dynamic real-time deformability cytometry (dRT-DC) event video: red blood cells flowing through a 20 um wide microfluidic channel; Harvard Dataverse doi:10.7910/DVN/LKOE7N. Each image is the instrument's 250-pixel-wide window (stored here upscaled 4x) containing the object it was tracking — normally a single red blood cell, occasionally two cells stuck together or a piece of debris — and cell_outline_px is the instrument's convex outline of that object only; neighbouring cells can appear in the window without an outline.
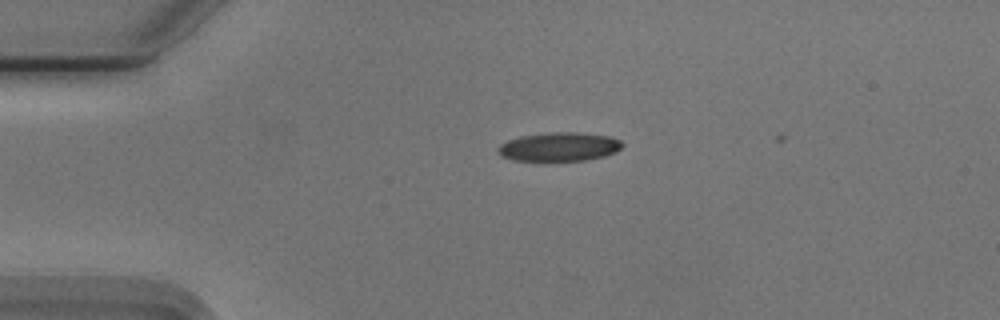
{"species": "Egyptian fruit bat (a non-hibernating species)", "species_latin": "Rousettus aegyptiacus", "temperature_condition": "cold", "stored_images_in_passage": 2, "camera_frame_rate_fps": 3000, "um_per_image_px": 0.085, "animal": {"sex": "male"}, "frame": {"image": 1, "passage_image": 1, "time_ms": 0.0, "image_size_px": [1000, 320], "cell_outline_px": [[624, 144], [616, 152], [604, 156], [584, 160], [516, 160], [504, 156], [496, 148], [500, 144], [508, 140], [520, 136], [552, 132], [580, 132], [612, 136], [620, 140]], "centroid_in_image_um": [47.59, 12.45], "position_along_channel_um": 37.4, "area_um2": 20.69}}